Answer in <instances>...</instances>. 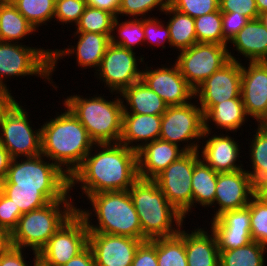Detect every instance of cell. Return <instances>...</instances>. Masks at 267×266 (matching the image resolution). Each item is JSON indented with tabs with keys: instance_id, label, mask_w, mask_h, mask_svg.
Instances as JSON below:
<instances>
[{
	"instance_id": "cell-1",
	"label": "cell",
	"mask_w": 267,
	"mask_h": 266,
	"mask_svg": "<svg viewBox=\"0 0 267 266\" xmlns=\"http://www.w3.org/2000/svg\"><path fill=\"white\" fill-rule=\"evenodd\" d=\"M138 179L137 151L120 143L95 144L70 176V192L77 184L85 198L95 193L124 191Z\"/></svg>"
},
{
	"instance_id": "cell-2",
	"label": "cell",
	"mask_w": 267,
	"mask_h": 266,
	"mask_svg": "<svg viewBox=\"0 0 267 266\" xmlns=\"http://www.w3.org/2000/svg\"><path fill=\"white\" fill-rule=\"evenodd\" d=\"M63 107L64 112H57L54 118L51 117L40 126L41 154L70 177L95 142L73 113L65 105Z\"/></svg>"
},
{
	"instance_id": "cell-3",
	"label": "cell",
	"mask_w": 267,
	"mask_h": 266,
	"mask_svg": "<svg viewBox=\"0 0 267 266\" xmlns=\"http://www.w3.org/2000/svg\"><path fill=\"white\" fill-rule=\"evenodd\" d=\"M87 200L92 209L85 210L80 206V208L77 207L76 212L85 220L89 232L142 240L139 217L128 190L95 193L89 195ZM92 214L97 219L95 225L91 222Z\"/></svg>"
},
{
	"instance_id": "cell-4",
	"label": "cell",
	"mask_w": 267,
	"mask_h": 266,
	"mask_svg": "<svg viewBox=\"0 0 267 266\" xmlns=\"http://www.w3.org/2000/svg\"><path fill=\"white\" fill-rule=\"evenodd\" d=\"M128 192L139 217L143 241L179 233L185 219L169 203L154 180L139 178Z\"/></svg>"
},
{
	"instance_id": "cell-5",
	"label": "cell",
	"mask_w": 267,
	"mask_h": 266,
	"mask_svg": "<svg viewBox=\"0 0 267 266\" xmlns=\"http://www.w3.org/2000/svg\"><path fill=\"white\" fill-rule=\"evenodd\" d=\"M45 158V159H44ZM40 154L12 158L0 188L39 189L51 202L70 195V177L55 163Z\"/></svg>"
},
{
	"instance_id": "cell-6",
	"label": "cell",
	"mask_w": 267,
	"mask_h": 266,
	"mask_svg": "<svg viewBox=\"0 0 267 266\" xmlns=\"http://www.w3.org/2000/svg\"><path fill=\"white\" fill-rule=\"evenodd\" d=\"M93 97L67 96L64 104L86 128L95 144L119 143L122 132L123 102L121 95L106 100L104 94ZM120 97V98H119Z\"/></svg>"
},
{
	"instance_id": "cell-7",
	"label": "cell",
	"mask_w": 267,
	"mask_h": 266,
	"mask_svg": "<svg viewBox=\"0 0 267 266\" xmlns=\"http://www.w3.org/2000/svg\"><path fill=\"white\" fill-rule=\"evenodd\" d=\"M72 198H62L46 206L23 213L10 233L11 246L39 251L58 229L77 211ZM28 247V248H27Z\"/></svg>"
},
{
	"instance_id": "cell-8",
	"label": "cell",
	"mask_w": 267,
	"mask_h": 266,
	"mask_svg": "<svg viewBox=\"0 0 267 266\" xmlns=\"http://www.w3.org/2000/svg\"><path fill=\"white\" fill-rule=\"evenodd\" d=\"M30 75L51 83V49L0 41V89L10 90L8 78Z\"/></svg>"
},
{
	"instance_id": "cell-9",
	"label": "cell",
	"mask_w": 267,
	"mask_h": 266,
	"mask_svg": "<svg viewBox=\"0 0 267 266\" xmlns=\"http://www.w3.org/2000/svg\"><path fill=\"white\" fill-rule=\"evenodd\" d=\"M228 48L231 47L217 43H196L190 48L179 51L174 63L177 64L181 75L195 90L230 60H241L239 57L236 58Z\"/></svg>"
},
{
	"instance_id": "cell-10",
	"label": "cell",
	"mask_w": 267,
	"mask_h": 266,
	"mask_svg": "<svg viewBox=\"0 0 267 266\" xmlns=\"http://www.w3.org/2000/svg\"><path fill=\"white\" fill-rule=\"evenodd\" d=\"M195 103L197 101L181 106H168L162 114L159 139L178 146L186 143L183 145L186 152L198 151L204 134V114Z\"/></svg>"
},
{
	"instance_id": "cell-11",
	"label": "cell",
	"mask_w": 267,
	"mask_h": 266,
	"mask_svg": "<svg viewBox=\"0 0 267 266\" xmlns=\"http://www.w3.org/2000/svg\"><path fill=\"white\" fill-rule=\"evenodd\" d=\"M19 103L16 101L1 121L0 144L7 149L12 158L40 155L41 127H32L30 112Z\"/></svg>"
},
{
	"instance_id": "cell-12",
	"label": "cell",
	"mask_w": 267,
	"mask_h": 266,
	"mask_svg": "<svg viewBox=\"0 0 267 266\" xmlns=\"http://www.w3.org/2000/svg\"><path fill=\"white\" fill-rule=\"evenodd\" d=\"M199 159V151L186 152L153 179L169 203L183 215L184 219L193 212L191 182L194 164Z\"/></svg>"
},
{
	"instance_id": "cell-13",
	"label": "cell",
	"mask_w": 267,
	"mask_h": 266,
	"mask_svg": "<svg viewBox=\"0 0 267 266\" xmlns=\"http://www.w3.org/2000/svg\"><path fill=\"white\" fill-rule=\"evenodd\" d=\"M140 63L145 64L142 55L136 56L135 51L110 43L94 76L116 95L141 80Z\"/></svg>"
},
{
	"instance_id": "cell-14",
	"label": "cell",
	"mask_w": 267,
	"mask_h": 266,
	"mask_svg": "<svg viewBox=\"0 0 267 266\" xmlns=\"http://www.w3.org/2000/svg\"><path fill=\"white\" fill-rule=\"evenodd\" d=\"M89 231L85 220L75 212L39 251L44 266H63L88 246Z\"/></svg>"
},
{
	"instance_id": "cell-15",
	"label": "cell",
	"mask_w": 267,
	"mask_h": 266,
	"mask_svg": "<svg viewBox=\"0 0 267 266\" xmlns=\"http://www.w3.org/2000/svg\"><path fill=\"white\" fill-rule=\"evenodd\" d=\"M241 80V61L230 60L194 90V100L196 99V104L200 106L203 114H205L213 105H216L217 103L240 97Z\"/></svg>"
},
{
	"instance_id": "cell-16",
	"label": "cell",
	"mask_w": 267,
	"mask_h": 266,
	"mask_svg": "<svg viewBox=\"0 0 267 266\" xmlns=\"http://www.w3.org/2000/svg\"><path fill=\"white\" fill-rule=\"evenodd\" d=\"M147 63L142 69L141 80L156 92L168 106L185 105L195 98L194 89L181 75L176 63L171 67L165 64L156 69L148 67Z\"/></svg>"
},
{
	"instance_id": "cell-17",
	"label": "cell",
	"mask_w": 267,
	"mask_h": 266,
	"mask_svg": "<svg viewBox=\"0 0 267 266\" xmlns=\"http://www.w3.org/2000/svg\"><path fill=\"white\" fill-rule=\"evenodd\" d=\"M74 39L77 38L76 45H69L68 48L63 49H51V86L53 88H59L54 85L52 74L56 71L58 60L70 57L75 54L77 66H81L86 70L94 68L95 72L100 67L102 57L104 56L107 47L111 43V34H101L93 32H75ZM89 67V68H88Z\"/></svg>"
},
{
	"instance_id": "cell-18",
	"label": "cell",
	"mask_w": 267,
	"mask_h": 266,
	"mask_svg": "<svg viewBox=\"0 0 267 266\" xmlns=\"http://www.w3.org/2000/svg\"><path fill=\"white\" fill-rule=\"evenodd\" d=\"M215 191L213 205L214 210L217 209L214 211L212 220L224 212L248 206L254 196V185L246 169H239L233 172L218 173Z\"/></svg>"
},
{
	"instance_id": "cell-19",
	"label": "cell",
	"mask_w": 267,
	"mask_h": 266,
	"mask_svg": "<svg viewBox=\"0 0 267 266\" xmlns=\"http://www.w3.org/2000/svg\"><path fill=\"white\" fill-rule=\"evenodd\" d=\"M143 242L127 236L89 232L96 266H131L138 246Z\"/></svg>"
},
{
	"instance_id": "cell-20",
	"label": "cell",
	"mask_w": 267,
	"mask_h": 266,
	"mask_svg": "<svg viewBox=\"0 0 267 266\" xmlns=\"http://www.w3.org/2000/svg\"><path fill=\"white\" fill-rule=\"evenodd\" d=\"M213 133L204 130L202 145H200L202 148L200 147L198 150L200 158L217 173L245 169L241 163L243 161L239 159L242 156H240L241 145H238V141L228 134L219 133L218 135Z\"/></svg>"
},
{
	"instance_id": "cell-21",
	"label": "cell",
	"mask_w": 267,
	"mask_h": 266,
	"mask_svg": "<svg viewBox=\"0 0 267 266\" xmlns=\"http://www.w3.org/2000/svg\"><path fill=\"white\" fill-rule=\"evenodd\" d=\"M241 97L246 114L258 123L267 113V61L242 63Z\"/></svg>"
},
{
	"instance_id": "cell-22",
	"label": "cell",
	"mask_w": 267,
	"mask_h": 266,
	"mask_svg": "<svg viewBox=\"0 0 267 266\" xmlns=\"http://www.w3.org/2000/svg\"><path fill=\"white\" fill-rule=\"evenodd\" d=\"M185 153L183 146L180 147L162 139L146 143L137 151L139 178L153 180Z\"/></svg>"
},
{
	"instance_id": "cell-23",
	"label": "cell",
	"mask_w": 267,
	"mask_h": 266,
	"mask_svg": "<svg viewBox=\"0 0 267 266\" xmlns=\"http://www.w3.org/2000/svg\"><path fill=\"white\" fill-rule=\"evenodd\" d=\"M161 120L162 115L123 113L119 143L140 150L146 143L159 139Z\"/></svg>"
},
{
	"instance_id": "cell-24",
	"label": "cell",
	"mask_w": 267,
	"mask_h": 266,
	"mask_svg": "<svg viewBox=\"0 0 267 266\" xmlns=\"http://www.w3.org/2000/svg\"><path fill=\"white\" fill-rule=\"evenodd\" d=\"M205 228L185 231V252L188 266H219L220 251L214 233ZM211 233V234H210Z\"/></svg>"
},
{
	"instance_id": "cell-25",
	"label": "cell",
	"mask_w": 267,
	"mask_h": 266,
	"mask_svg": "<svg viewBox=\"0 0 267 266\" xmlns=\"http://www.w3.org/2000/svg\"><path fill=\"white\" fill-rule=\"evenodd\" d=\"M231 43L246 62L267 61V27L259 18L249 20L229 44Z\"/></svg>"
},
{
	"instance_id": "cell-26",
	"label": "cell",
	"mask_w": 267,
	"mask_h": 266,
	"mask_svg": "<svg viewBox=\"0 0 267 266\" xmlns=\"http://www.w3.org/2000/svg\"><path fill=\"white\" fill-rule=\"evenodd\" d=\"M247 118L249 119L240 96L213 105L204 114V130L214 132L211 125L215 124L214 127L220 129V132L224 130L226 134L229 131L237 133L239 128L248 122Z\"/></svg>"
},
{
	"instance_id": "cell-27",
	"label": "cell",
	"mask_w": 267,
	"mask_h": 266,
	"mask_svg": "<svg viewBox=\"0 0 267 266\" xmlns=\"http://www.w3.org/2000/svg\"><path fill=\"white\" fill-rule=\"evenodd\" d=\"M119 95L124 99L123 113L162 115L168 107L142 80L125 88Z\"/></svg>"
},
{
	"instance_id": "cell-28",
	"label": "cell",
	"mask_w": 267,
	"mask_h": 266,
	"mask_svg": "<svg viewBox=\"0 0 267 266\" xmlns=\"http://www.w3.org/2000/svg\"><path fill=\"white\" fill-rule=\"evenodd\" d=\"M163 14H169L166 23L170 33V48L181 51L197 43L194 18L174 9L170 4Z\"/></svg>"
},
{
	"instance_id": "cell-29",
	"label": "cell",
	"mask_w": 267,
	"mask_h": 266,
	"mask_svg": "<svg viewBox=\"0 0 267 266\" xmlns=\"http://www.w3.org/2000/svg\"><path fill=\"white\" fill-rule=\"evenodd\" d=\"M36 29L10 2L0 6V41L21 43Z\"/></svg>"
},
{
	"instance_id": "cell-30",
	"label": "cell",
	"mask_w": 267,
	"mask_h": 266,
	"mask_svg": "<svg viewBox=\"0 0 267 266\" xmlns=\"http://www.w3.org/2000/svg\"><path fill=\"white\" fill-rule=\"evenodd\" d=\"M217 176L218 173L208 166L201 158L194 164L191 182L193 208H195L197 204L204 207V209L206 207L213 208Z\"/></svg>"
},
{
	"instance_id": "cell-31",
	"label": "cell",
	"mask_w": 267,
	"mask_h": 266,
	"mask_svg": "<svg viewBox=\"0 0 267 266\" xmlns=\"http://www.w3.org/2000/svg\"><path fill=\"white\" fill-rule=\"evenodd\" d=\"M219 251V266H265L267 246L256 241L236 249Z\"/></svg>"
},
{
	"instance_id": "cell-32",
	"label": "cell",
	"mask_w": 267,
	"mask_h": 266,
	"mask_svg": "<svg viewBox=\"0 0 267 266\" xmlns=\"http://www.w3.org/2000/svg\"><path fill=\"white\" fill-rule=\"evenodd\" d=\"M182 226L177 235L156 238L158 266H188L185 252V230ZM183 228V230H182Z\"/></svg>"
},
{
	"instance_id": "cell-33",
	"label": "cell",
	"mask_w": 267,
	"mask_h": 266,
	"mask_svg": "<svg viewBox=\"0 0 267 266\" xmlns=\"http://www.w3.org/2000/svg\"><path fill=\"white\" fill-rule=\"evenodd\" d=\"M110 38L112 44L135 51L137 46L144 44L143 18L120 22V18L115 17Z\"/></svg>"
},
{
	"instance_id": "cell-34",
	"label": "cell",
	"mask_w": 267,
	"mask_h": 266,
	"mask_svg": "<svg viewBox=\"0 0 267 266\" xmlns=\"http://www.w3.org/2000/svg\"><path fill=\"white\" fill-rule=\"evenodd\" d=\"M254 137L249 140L250 141V149H249V156H250V169L246 170V172L251 177L252 184L255 185L256 183L267 179V132L262 130L260 127L257 126L255 131Z\"/></svg>"
},
{
	"instance_id": "cell-35",
	"label": "cell",
	"mask_w": 267,
	"mask_h": 266,
	"mask_svg": "<svg viewBox=\"0 0 267 266\" xmlns=\"http://www.w3.org/2000/svg\"><path fill=\"white\" fill-rule=\"evenodd\" d=\"M11 3L36 31L54 19L55 0H11Z\"/></svg>"
},
{
	"instance_id": "cell-36",
	"label": "cell",
	"mask_w": 267,
	"mask_h": 266,
	"mask_svg": "<svg viewBox=\"0 0 267 266\" xmlns=\"http://www.w3.org/2000/svg\"><path fill=\"white\" fill-rule=\"evenodd\" d=\"M114 20L115 16L112 13L87 5L76 24L75 31L112 34Z\"/></svg>"
},
{
	"instance_id": "cell-37",
	"label": "cell",
	"mask_w": 267,
	"mask_h": 266,
	"mask_svg": "<svg viewBox=\"0 0 267 266\" xmlns=\"http://www.w3.org/2000/svg\"><path fill=\"white\" fill-rule=\"evenodd\" d=\"M197 43L223 45L222 12H215L194 18Z\"/></svg>"
},
{
	"instance_id": "cell-38",
	"label": "cell",
	"mask_w": 267,
	"mask_h": 266,
	"mask_svg": "<svg viewBox=\"0 0 267 266\" xmlns=\"http://www.w3.org/2000/svg\"><path fill=\"white\" fill-rule=\"evenodd\" d=\"M0 191L12 200L22 214L40 209L51 202L39 189L0 188Z\"/></svg>"
},
{
	"instance_id": "cell-39",
	"label": "cell",
	"mask_w": 267,
	"mask_h": 266,
	"mask_svg": "<svg viewBox=\"0 0 267 266\" xmlns=\"http://www.w3.org/2000/svg\"><path fill=\"white\" fill-rule=\"evenodd\" d=\"M247 207L250 210L252 240L267 246V204L253 196Z\"/></svg>"
},
{
	"instance_id": "cell-40",
	"label": "cell",
	"mask_w": 267,
	"mask_h": 266,
	"mask_svg": "<svg viewBox=\"0 0 267 266\" xmlns=\"http://www.w3.org/2000/svg\"><path fill=\"white\" fill-rule=\"evenodd\" d=\"M168 4L169 0H122L117 17L120 15L129 18H147V16L150 17L148 13L154 10L164 12Z\"/></svg>"
},
{
	"instance_id": "cell-41",
	"label": "cell",
	"mask_w": 267,
	"mask_h": 266,
	"mask_svg": "<svg viewBox=\"0 0 267 266\" xmlns=\"http://www.w3.org/2000/svg\"><path fill=\"white\" fill-rule=\"evenodd\" d=\"M215 235L219 250L236 249L252 240L251 229L209 228Z\"/></svg>"
},
{
	"instance_id": "cell-42",
	"label": "cell",
	"mask_w": 267,
	"mask_h": 266,
	"mask_svg": "<svg viewBox=\"0 0 267 266\" xmlns=\"http://www.w3.org/2000/svg\"><path fill=\"white\" fill-rule=\"evenodd\" d=\"M161 20V21H160ZM162 19L155 16L143 18L144 44L162 46L165 49V42L170 46V33L168 25Z\"/></svg>"
},
{
	"instance_id": "cell-43",
	"label": "cell",
	"mask_w": 267,
	"mask_h": 266,
	"mask_svg": "<svg viewBox=\"0 0 267 266\" xmlns=\"http://www.w3.org/2000/svg\"><path fill=\"white\" fill-rule=\"evenodd\" d=\"M87 4L85 0H55V20L66 25L77 24L80 16L84 13Z\"/></svg>"
},
{
	"instance_id": "cell-44",
	"label": "cell",
	"mask_w": 267,
	"mask_h": 266,
	"mask_svg": "<svg viewBox=\"0 0 267 266\" xmlns=\"http://www.w3.org/2000/svg\"><path fill=\"white\" fill-rule=\"evenodd\" d=\"M176 10L192 18L215 12L219 9V0H169Z\"/></svg>"
},
{
	"instance_id": "cell-45",
	"label": "cell",
	"mask_w": 267,
	"mask_h": 266,
	"mask_svg": "<svg viewBox=\"0 0 267 266\" xmlns=\"http://www.w3.org/2000/svg\"><path fill=\"white\" fill-rule=\"evenodd\" d=\"M210 228H238L251 229L250 210L246 206L241 209L227 211L218 218L210 220Z\"/></svg>"
},
{
	"instance_id": "cell-46",
	"label": "cell",
	"mask_w": 267,
	"mask_h": 266,
	"mask_svg": "<svg viewBox=\"0 0 267 266\" xmlns=\"http://www.w3.org/2000/svg\"><path fill=\"white\" fill-rule=\"evenodd\" d=\"M249 20L236 12H222L223 45H228Z\"/></svg>"
},
{
	"instance_id": "cell-47",
	"label": "cell",
	"mask_w": 267,
	"mask_h": 266,
	"mask_svg": "<svg viewBox=\"0 0 267 266\" xmlns=\"http://www.w3.org/2000/svg\"><path fill=\"white\" fill-rule=\"evenodd\" d=\"M21 215L19 208H16L12 200L0 191V225L11 233Z\"/></svg>"
},
{
	"instance_id": "cell-48",
	"label": "cell",
	"mask_w": 267,
	"mask_h": 266,
	"mask_svg": "<svg viewBox=\"0 0 267 266\" xmlns=\"http://www.w3.org/2000/svg\"><path fill=\"white\" fill-rule=\"evenodd\" d=\"M221 12H236L248 17L250 20L257 19L259 12L255 0H219Z\"/></svg>"
},
{
	"instance_id": "cell-49",
	"label": "cell",
	"mask_w": 267,
	"mask_h": 266,
	"mask_svg": "<svg viewBox=\"0 0 267 266\" xmlns=\"http://www.w3.org/2000/svg\"><path fill=\"white\" fill-rule=\"evenodd\" d=\"M131 266H158L156 239L143 241L138 246Z\"/></svg>"
},
{
	"instance_id": "cell-50",
	"label": "cell",
	"mask_w": 267,
	"mask_h": 266,
	"mask_svg": "<svg viewBox=\"0 0 267 266\" xmlns=\"http://www.w3.org/2000/svg\"><path fill=\"white\" fill-rule=\"evenodd\" d=\"M23 251L26 250L10 246L6 251L0 253V266H30V263L29 265L27 264L29 261L26 260V252ZM33 254L34 263L31 266H37L40 263L39 256L36 252H33Z\"/></svg>"
},
{
	"instance_id": "cell-51",
	"label": "cell",
	"mask_w": 267,
	"mask_h": 266,
	"mask_svg": "<svg viewBox=\"0 0 267 266\" xmlns=\"http://www.w3.org/2000/svg\"><path fill=\"white\" fill-rule=\"evenodd\" d=\"M63 266H96L91 248L87 246L81 253L70 259Z\"/></svg>"
},
{
	"instance_id": "cell-52",
	"label": "cell",
	"mask_w": 267,
	"mask_h": 266,
	"mask_svg": "<svg viewBox=\"0 0 267 266\" xmlns=\"http://www.w3.org/2000/svg\"><path fill=\"white\" fill-rule=\"evenodd\" d=\"M88 6L108 11L117 17L122 0H85Z\"/></svg>"
},
{
	"instance_id": "cell-53",
	"label": "cell",
	"mask_w": 267,
	"mask_h": 266,
	"mask_svg": "<svg viewBox=\"0 0 267 266\" xmlns=\"http://www.w3.org/2000/svg\"><path fill=\"white\" fill-rule=\"evenodd\" d=\"M16 101L12 96L11 90L0 89V125L5 113Z\"/></svg>"
},
{
	"instance_id": "cell-54",
	"label": "cell",
	"mask_w": 267,
	"mask_h": 266,
	"mask_svg": "<svg viewBox=\"0 0 267 266\" xmlns=\"http://www.w3.org/2000/svg\"><path fill=\"white\" fill-rule=\"evenodd\" d=\"M11 161L12 157L7 149L0 144V184L5 180Z\"/></svg>"
},
{
	"instance_id": "cell-55",
	"label": "cell",
	"mask_w": 267,
	"mask_h": 266,
	"mask_svg": "<svg viewBox=\"0 0 267 266\" xmlns=\"http://www.w3.org/2000/svg\"><path fill=\"white\" fill-rule=\"evenodd\" d=\"M254 196L261 202L267 204V179L254 185Z\"/></svg>"
},
{
	"instance_id": "cell-56",
	"label": "cell",
	"mask_w": 267,
	"mask_h": 266,
	"mask_svg": "<svg viewBox=\"0 0 267 266\" xmlns=\"http://www.w3.org/2000/svg\"><path fill=\"white\" fill-rule=\"evenodd\" d=\"M10 246V233L0 225V253L6 251Z\"/></svg>"
},
{
	"instance_id": "cell-57",
	"label": "cell",
	"mask_w": 267,
	"mask_h": 266,
	"mask_svg": "<svg viewBox=\"0 0 267 266\" xmlns=\"http://www.w3.org/2000/svg\"><path fill=\"white\" fill-rule=\"evenodd\" d=\"M259 14L267 11V0H255Z\"/></svg>"
},
{
	"instance_id": "cell-58",
	"label": "cell",
	"mask_w": 267,
	"mask_h": 266,
	"mask_svg": "<svg viewBox=\"0 0 267 266\" xmlns=\"http://www.w3.org/2000/svg\"><path fill=\"white\" fill-rule=\"evenodd\" d=\"M257 126L267 132V113L260 119V121L257 123Z\"/></svg>"
},
{
	"instance_id": "cell-59",
	"label": "cell",
	"mask_w": 267,
	"mask_h": 266,
	"mask_svg": "<svg viewBox=\"0 0 267 266\" xmlns=\"http://www.w3.org/2000/svg\"><path fill=\"white\" fill-rule=\"evenodd\" d=\"M258 18L262 22V24L267 27V11L259 14Z\"/></svg>"
},
{
	"instance_id": "cell-60",
	"label": "cell",
	"mask_w": 267,
	"mask_h": 266,
	"mask_svg": "<svg viewBox=\"0 0 267 266\" xmlns=\"http://www.w3.org/2000/svg\"><path fill=\"white\" fill-rule=\"evenodd\" d=\"M11 0H0V5H4V4H7V3H10Z\"/></svg>"
}]
</instances>
